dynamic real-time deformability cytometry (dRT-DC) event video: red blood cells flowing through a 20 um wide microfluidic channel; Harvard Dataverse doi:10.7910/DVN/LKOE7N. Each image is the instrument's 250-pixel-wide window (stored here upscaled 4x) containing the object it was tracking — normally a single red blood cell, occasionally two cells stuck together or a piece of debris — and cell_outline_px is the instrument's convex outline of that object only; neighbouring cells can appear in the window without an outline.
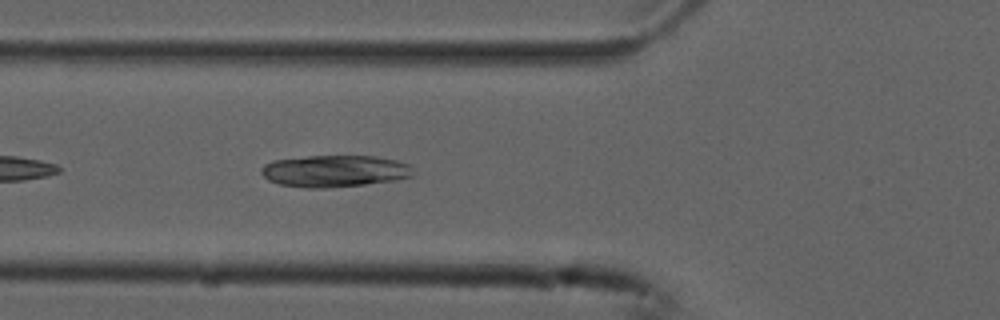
{"species": "common noctule bat (a hibernating species)", "species_latin": "Nyctalus noctula", "temperature_condition": "cold", "stored_images_in_passage": 38, "camera_frame_rate_fps": 3000, "um_per_image_px": 0.085, "animal": {"sex": "male", "forearm_length_mm": 52.5}, "frame": {"image": 1, "passage_image": 5, "time_ms": 1.333, "image_size_px": [1000, 320], "cell_outline_px": [[412, 176], [396, 180], [364, 184], [324, 188], [308, 188], [280, 184], [268, 180], [260, 172], [260, 168], [264, 164], [272, 160], [308, 156], [376, 156], [396, 160], [408, 164], [412, 168]], "centroid_in_image_um": [28.41, 14.53], "position_along_channel_um": 97.4, "area_um2": 28.15}}
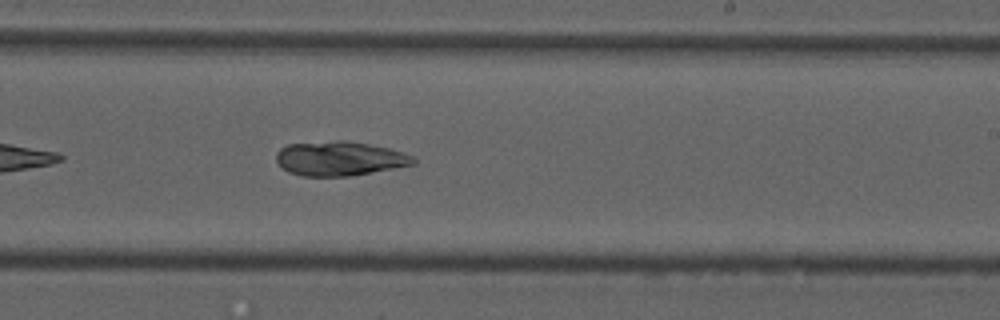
{"frame": {"image": 2, "passage_image": 18, "time_ms": 5.667, "image_size_px": [1000, 320], "cell_outline_px": [[416, 164], [352, 176], [304, 176], [288, 172], [276, 160], [276, 152], [280, 148], [288, 144], [336, 140], [344, 140], [368, 144], [388, 148], [404, 152], [416, 156]], "centroid_in_image_um": [28.9, 13.47], "position_along_channel_um": 260.1, "area_um2": 27.63}}
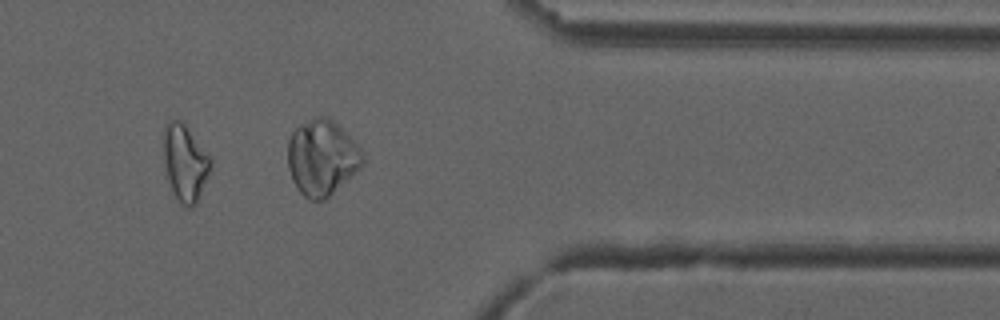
{"frame": {"image": 3, "passage_image": 29, "time_ms": 9.333, "image_size_px": [1000, 320], "cell_outline_px": [[212, 164], [196, 204], [192, 208], [188, 208], [176, 196], [168, 180], [164, 164], [164, 128], [172, 120], [184, 120], [212, 160]], "centroid_in_image_um": [15.74, 13.79], "position_along_channel_um": 395.7, "area_um2": 20.69}}